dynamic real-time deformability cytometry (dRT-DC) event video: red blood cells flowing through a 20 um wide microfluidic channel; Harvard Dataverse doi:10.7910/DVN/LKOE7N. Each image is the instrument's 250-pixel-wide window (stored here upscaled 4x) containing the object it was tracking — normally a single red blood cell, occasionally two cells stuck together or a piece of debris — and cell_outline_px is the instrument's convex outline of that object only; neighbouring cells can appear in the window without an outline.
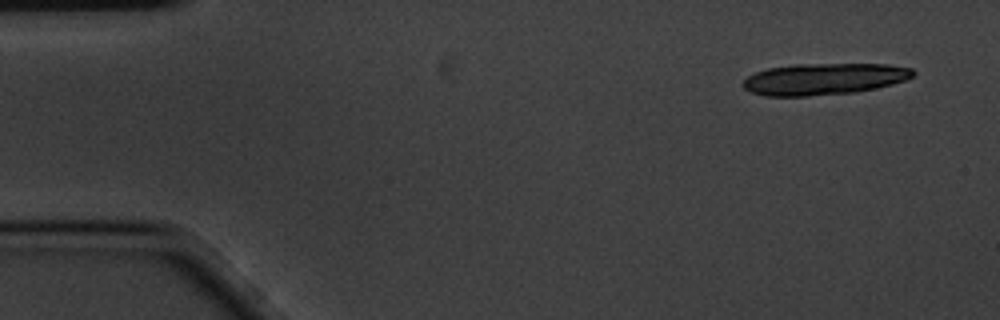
{"species": "common noctule bat (a hibernating species)", "species_latin": "Nyctalus noctula", "temperature_condition": "cold", "stored_images_in_passage": 6, "camera_frame_rate_fps": 3000, "um_per_image_px": 0.085, "animal": {"sex": "male", "body_mass_g": 20.1, "forearm_length_mm": 53.5}, "frame": {"image": 1, "passage_image": 1, "time_ms": 0.0, "image_size_px": [1000, 320], "cell_outline_px": [[916, 72], [912, 76], [904, 80], [892, 84], [876, 88], [852, 92], [808, 96], [764, 96], [752, 92], [744, 88], [744, 80], [748, 76], [756, 72], [768, 68], [796, 64], [888, 64], [912, 68]], "centroid_in_image_um": [70.05, 6.71], "position_along_channel_um": 15.0, "area_um2": 31.1}}
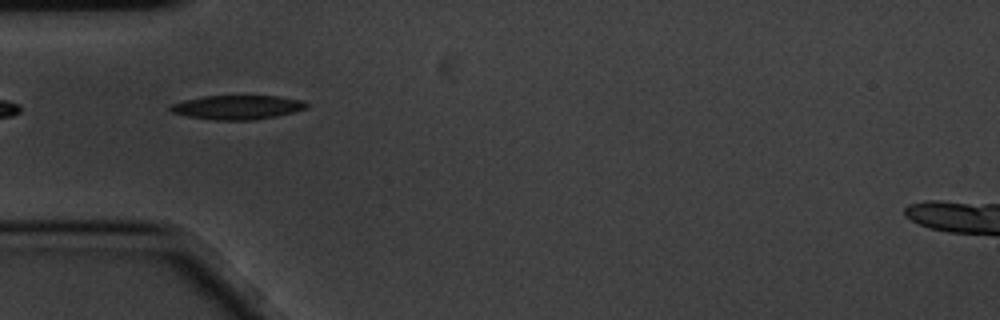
{"frame": {"image": 2, "passage_image": 5, "time_ms": 1.333, "image_size_px": [1000, 320], "cell_outline_px": [[308, 108], [276, 116], [256, 120], [212, 120], [188, 116], [172, 112], [168, 108], [172, 104], [184, 100], [204, 96], [280, 96], [304, 100], [308, 104]], "centroid_in_image_um": [20.2, 9.12], "position_along_channel_um": 64.8, "area_um2": 19.19}}
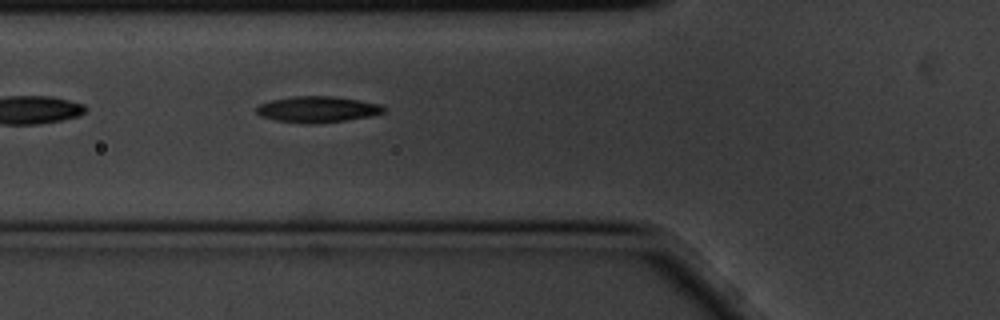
{"frame": {"image": 3, "passage_image": 6, "time_ms": 1.667, "image_size_px": [1000, 320], "cell_outline_px": [[388, 112], [372, 116], [344, 120], [276, 120], [260, 116], [256, 112], [256, 108], [260, 104], [272, 100], [292, 96], [332, 96], [360, 100], [380, 104], [388, 108]], "centroid_in_image_um": [27.08, 9.23], "position_along_channel_um": 98.7, "area_um2": 18.44}}